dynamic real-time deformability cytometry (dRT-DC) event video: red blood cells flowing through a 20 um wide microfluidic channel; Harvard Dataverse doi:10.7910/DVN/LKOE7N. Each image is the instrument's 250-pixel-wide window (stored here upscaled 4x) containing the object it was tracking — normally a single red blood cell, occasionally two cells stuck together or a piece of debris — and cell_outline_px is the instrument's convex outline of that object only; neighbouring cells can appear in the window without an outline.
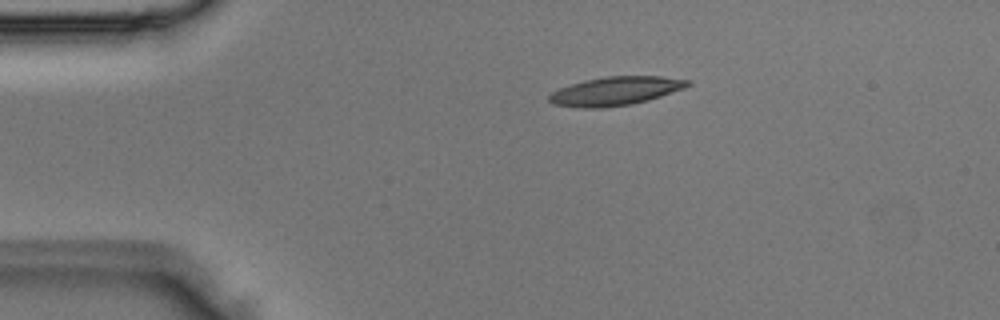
{"species": "Egyptian fruit bat (a non-hibernating species)", "species_latin": "Rousettus aegyptiacus", "temperature_condition": "room temperature", "stored_images_in_passage": 4, "camera_frame_rate_fps": 3000, "um_per_image_px": 0.085, "animal": {"sex": "male"}, "frame": {"image": 1, "passage_image": 4, "time_ms": 1.0, "image_size_px": [1000, 320], "cell_outline_px": [[692, 84], [684, 88], [648, 100], [632, 104], [604, 108], [580, 108], [552, 104], [548, 100], [548, 96], [552, 92], [560, 88], [584, 80], [604, 76], [660, 76], [692, 80]], "centroid_in_image_um": [52.31, 7.74], "position_along_channel_um": 32.7, "area_um2": 23.24}}